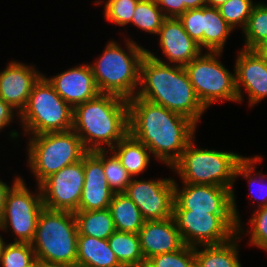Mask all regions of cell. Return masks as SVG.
<instances>
[{"label": "cell", "mask_w": 267, "mask_h": 267, "mask_svg": "<svg viewBox=\"0 0 267 267\" xmlns=\"http://www.w3.org/2000/svg\"><path fill=\"white\" fill-rule=\"evenodd\" d=\"M195 137L189 142L180 159L171 167L179 175L182 183L214 185L233 191V213L238 223L237 233L244 232L236 205L233 184L235 170L245 157L233 152L200 149L194 145Z\"/></svg>", "instance_id": "cell-4"}, {"label": "cell", "mask_w": 267, "mask_h": 267, "mask_svg": "<svg viewBox=\"0 0 267 267\" xmlns=\"http://www.w3.org/2000/svg\"><path fill=\"white\" fill-rule=\"evenodd\" d=\"M262 158L263 157L258 156V155L254 156V157H246L245 156L238 163V165L236 167V170H235V178H237L238 176H242L243 178L248 179V181H249L248 183H250V186L251 187H253L252 186L253 183H255V182L259 183V182H261V184H262L261 186L266 189V190L263 191L262 187H259L258 189L259 190L261 189V190L260 191L259 190H256L257 192L259 191L257 193L258 195L256 193H254V194L257 195V197H255V195H250L251 196V199L255 198V199L258 200V202H255V203H260V204H258L259 206H257L258 208L267 206V188L265 187L266 184H264V182L262 183V180L267 179V176L265 177L263 175H260L261 172H259L258 174L257 173L254 174L253 173L256 170V167H255L256 163L257 162H261V160H263ZM259 175H260V177H259ZM254 176L258 177L259 180L257 181L256 177H254ZM251 187L249 188L250 189L249 191H250V193L251 192L253 193L254 190ZM261 191L264 192V193L262 194ZM260 198H262V200H260ZM259 201H261V202H259Z\"/></svg>", "instance_id": "cell-34"}, {"label": "cell", "mask_w": 267, "mask_h": 267, "mask_svg": "<svg viewBox=\"0 0 267 267\" xmlns=\"http://www.w3.org/2000/svg\"><path fill=\"white\" fill-rule=\"evenodd\" d=\"M128 124L129 134L170 168L195 137L197 127L189 118L137 96L128 100Z\"/></svg>", "instance_id": "cell-1"}, {"label": "cell", "mask_w": 267, "mask_h": 267, "mask_svg": "<svg viewBox=\"0 0 267 267\" xmlns=\"http://www.w3.org/2000/svg\"><path fill=\"white\" fill-rule=\"evenodd\" d=\"M126 46L127 51L115 41L108 42L102 55L90 67L100 93L129 100L137 93L140 63L147 49L131 39L126 40Z\"/></svg>", "instance_id": "cell-6"}, {"label": "cell", "mask_w": 267, "mask_h": 267, "mask_svg": "<svg viewBox=\"0 0 267 267\" xmlns=\"http://www.w3.org/2000/svg\"><path fill=\"white\" fill-rule=\"evenodd\" d=\"M181 239L190 247L218 245L237 234L234 214H208L200 211H173Z\"/></svg>", "instance_id": "cell-11"}, {"label": "cell", "mask_w": 267, "mask_h": 267, "mask_svg": "<svg viewBox=\"0 0 267 267\" xmlns=\"http://www.w3.org/2000/svg\"><path fill=\"white\" fill-rule=\"evenodd\" d=\"M78 235L73 212L44 207L31 242L37 264L76 267Z\"/></svg>", "instance_id": "cell-5"}, {"label": "cell", "mask_w": 267, "mask_h": 267, "mask_svg": "<svg viewBox=\"0 0 267 267\" xmlns=\"http://www.w3.org/2000/svg\"><path fill=\"white\" fill-rule=\"evenodd\" d=\"M135 96L181 114L196 125L206 111L184 66L169 65L149 50L140 63L139 87Z\"/></svg>", "instance_id": "cell-2"}, {"label": "cell", "mask_w": 267, "mask_h": 267, "mask_svg": "<svg viewBox=\"0 0 267 267\" xmlns=\"http://www.w3.org/2000/svg\"><path fill=\"white\" fill-rule=\"evenodd\" d=\"M183 188L175 181V202L173 211H200L208 214H234L233 191L214 185L183 183Z\"/></svg>", "instance_id": "cell-14"}, {"label": "cell", "mask_w": 267, "mask_h": 267, "mask_svg": "<svg viewBox=\"0 0 267 267\" xmlns=\"http://www.w3.org/2000/svg\"><path fill=\"white\" fill-rule=\"evenodd\" d=\"M221 53L202 52L184 66L198 99L206 109L221 100L238 102L235 71L232 74L218 60Z\"/></svg>", "instance_id": "cell-9"}, {"label": "cell", "mask_w": 267, "mask_h": 267, "mask_svg": "<svg viewBox=\"0 0 267 267\" xmlns=\"http://www.w3.org/2000/svg\"><path fill=\"white\" fill-rule=\"evenodd\" d=\"M267 64V42L255 49Z\"/></svg>", "instance_id": "cell-42"}, {"label": "cell", "mask_w": 267, "mask_h": 267, "mask_svg": "<svg viewBox=\"0 0 267 267\" xmlns=\"http://www.w3.org/2000/svg\"><path fill=\"white\" fill-rule=\"evenodd\" d=\"M43 76L72 108L95 98L100 93L88 64H79L51 78Z\"/></svg>", "instance_id": "cell-17"}, {"label": "cell", "mask_w": 267, "mask_h": 267, "mask_svg": "<svg viewBox=\"0 0 267 267\" xmlns=\"http://www.w3.org/2000/svg\"><path fill=\"white\" fill-rule=\"evenodd\" d=\"M111 250L123 267H143L146 264L136 233L115 231L108 239Z\"/></svg>", "instance_id": "cell-27"}, {"label": "cell", "mask_w": 267, "mask_h": 267, "mask_svg": "<svg viewBox=\"0 0 267 267\" xmlns=\"http://www.w3.org/2000/svg\"><path fill=\"white\" fill-rule=\"evenodd\" d=\"M5 244V241H3L2 236L0 235V263H1V257H2V252H3V246Z\"/></svg>", "instance_id": "cell-44"}, {"label": "cell", "mask_w": 267, "mask_h": 267, "mask_svg": "<svg viewBox=\"0 0 267 267\" xmlns=\"http://www.w3.org/2000/svg\"><path fill=\"white\" fill-rule=\"evenodd\" d=\"M76 267H123L107 239L78 236Z\"/></svg>", "instance_id": "cell-21"}, {"label": "cell", "mask_w": 267, "mask_h": 267, "mask_svg": "<svg viewBox=\"0 0 267 267\" xmlns=\"http://www.w3.org/2000/svg\"><path fill=\"white\" fill-rule=\"evenodd\" d=\"M43 76L33 65L10 61L0 72V98L20 114L26 107L34 85Z\"/></svg>", "instance_id": "cell-16"}, {"label": "cell", "mask_w": 267, "mask_h": 267, "mask_svg": "<svg viewBox=\"0 0 267 267\" xmlns=\"http://www.w3.org/2000/svg\"><path fill=\"white\" fill-rule=\"evenodd\" d=\"M138 236L145 261L155 255L177 251L184 245L173 217L145 221Z\"/></svg>", "instance_id": "cell-20"}, {"label": "cell", "mask_w": 267, "mask_h": 267, "mask_svg": "<svg viewBox=\"0 0 267 267\" xmlns=\"http://www.w3.org/2000/svg\"><path fill=\"white\" fill-rule=\"evenodd\" d=\"M35 267H60V266H45V265L37 264Z\"/></svg>", "instance_id": "cell-45"}, {"label": "cell", "mask_w": 267, "mask_h": 267, "mask_svg": "<svg viewBox=\"0 0 267 267\" xmlns=\"http://www.w3.org/2000/svg\"><path fill=\"white\" fill-rule=\"evenodd\" d=\"M145 267H195V247L184 244L177 251L155 255L146 261Z\"/></svg>", "instance_id": "cell-32"}, {"label": "cell", "mask_w": 267, "mask_h": 267, "mask_svg": "<svg viewBox=\"0 0 267 267\" xmlns=\"http://www.w3.org/2000/svg\"><path fill=\"white\" fill-rule=\"evenodd\" d=\"M134 179H131L124 194L138 207L144 220L171 218L175 202V180L171 178L148 181Z\"/></svg>", "instance_id": "cell-13"}, {"label": "cell", "mask_w": 267, "mask_h": 267, "mask_svg": "<svg viewBox=\"0 0 267 267\" xmlns=\"http://www.w3.org/2000/svg\"><path fill=\"white\" fill-rule=\"evenodd\" d=\"M19 115L24 133L30 136L68 131L73 127V108L44 76L34 85L27 105Z\"/></svg>", "instance_id": "cell-8"}, {"label": "cell", "mask_w": 267, "mask_h": 267, "mask_svg": "<svg viewBox=\"0 0 267 267\" xmlns=\"http://www.w3.org/2000/svg\"><path fill=\"white\" fill-rule=\"evenodd\" d=\"M78 236L108 239L115 231V224L109 208L93 211H76Z\"/></svg>", "instance_id": "cell-26"}, {"label": "cell", "mask_w": 267, "mask_h": 267, "mask_svg": "<svg viewBox=\"0 0 267 267\" xmlns=\"http://www.w3.org/2000/svg\"><path fill=\"white\" fill-rule=\"evenodd\" d=\"M84 186L78 211L109 208L114 192L108 185L102 162L89 151L83 157Z\"/></svg>", "instance_id": "cell-19"}, {"label": "cell", "mask_w": 267, "mask_h": 267, "mask_svg": "<svg viewBox=\"0 0 267 267\" xmlns=\"http://www.w3.org/2000/svg\"><path fill=\"white\" fill-rule=\"evenodd\" d=\"M157 35L169 64L185 66L202 53L200 46L187 34L178 18H166Z\"/></svg>", "instance_id": "cell-18"}, {"label": "cell", "mask_w": 267, "mask_h": 267, "mask_svg": "<svg viewBox=\"0 0 267 267\" xmlns=\"http://www.w3.org/2000/svg\"><path fill=\"white\" fill-rule=\"evenodd\" d=\"M1 267H35V253L30 243H5L1 257Z\"/></svg>", "instance_id": "cell-31"}, {"label": "cell", "mask_w": 267, "mask_h": 267, "mask_svg": "<svg viewBox=\"0 0 267 267\" xmlns=\"http://www.w3.org/2000/svg\"><path fill=\"white\" fill-rule=\"evenodd\" d=\"M72 129L88 151L110 150L129 133L128 100L99 93L73 108Z\"/></svg>", "instance_id": "cell-3"}, {"label": "cell", "mask_w": 267, "mask_h": 267, "mask_svg": "<svg viewBox=\"0 0 267 267\" xmlns=\"http://www.w3.org/2000/svg\"><path fill=\"white\" fill-rule=\"evenodd\" d=\"M246 50H255L267 42V7L264 3H257L249 16L244 30Z\"/></svg>", "instance_id": "cell-29"}, {"label": "cell", "mask_w": 267, "mask_h": 267, "mask_svg": "<svg viewBox=\"0 0 267 267\" xmlns=\"http://www.w3.org/2000/svg\"><path fill=\"white\" fill-rule=\"evenodd\" d=\"M178 19L187 34L203 50L202 8L186 10Z\"/></svg>", "instance_id": "cell-37"}, {"label": "cell", "mask_w": 267, "mask_h": 267, "mask_svg": "<svg viewBox=\"0 0 267 267\" xmlns=\"http://www.w3.org/2000/svg\"><path fill=\"white\" fill-rule=\"evenodd\" d=\"M140 0H108L104 6V17L119 26L131 23L137 3Z\"/></svg>", "instance_id": "cell-35"}, {"label": "cell", "mask_w": 267, "mask_h": 267, "mask_svg": "<svg viewBox=\"0 0 267 267\" xmlns=\"http://www.w3.org/2000/svg\"><path fill=\"white\" fill-rule=\"evenodd\" d=\"M235 79L238 102H242V88L253 107L267 97V64L256 50L241 49L235 60Z\"/></svg>", "instance_id": "cell-15"}, {"label": "cell", "mask_w": 267, "mask_h": 267, "mask_svg": "<svg viewBox=\"0 0 267 267\" xmlns=\"http://www.w3.org/2000/svg\"><path fill=\"white\" fill-rule=\"evenodd\" d=\"M184 2V12L190 9L207 6V0H182Z\"/></svg>", "instance_id": "cell-41"}, {"label": "cell", "mask_w": 267, "mask_h": 267, "mask_svg": "<svg viewBox=\"0 0 267 267\" xmlns=\"http://www.w3.org/2000/svg\"><path fill=\"white\" fill-rule=\"evenodd\" d=\"M251 215L250 243L258 248L267 251V206L257 208Z\"/></svg>", "instance_id": "cell-36"}, {"label": "cell", "mask_w": 267, "mask_h": 267, "mask_svg": "<svg viewBox=\"0 0 267 267\" xmlns=\"http://www.w3.org/2000/svg\"><path fill=\"white\" fill-rule=\"evenodd\" d=\"M165 19L166 17L156 0H140L137 3L131 23L145 32L158 34Z\"/></svg>", "instance_id": "cell-30"}, {"label": "cell", "mask_w": 267, "mask_h": 267, "mask_svg": "<svg viewBox=\"0 0 267 267\" xmlns=\"http://www.w3.org/2000/svg\"><path fill=\"white\" fill-rule=\"evenodd\" d=\"M166 18H179L184 13L182 0H156Z\"/></svg>", "instance_id": "cell-38"}, {"label": "cell", "mask_w": 267, "mask_h": 267, "mask_svg": "<svg viewBox=\"0 0 267 267\" xmlns=\"http://www.w3.org/2000/svg\"><path fill=\"white\" fill-rule=\"evenodd\" d=\"M91 152L102 162L104 174L111 190L114 193H124L132 177L117 156L112 151L109 152L107 148ZM107 154L109 155L107 156Z\"/></svg>", "instance_id": "cell-28"}, {"label": "cell", "mask_w": 267, "mask_h": 267, "mask_svg": "<svg viewBox=\"0 0 267 267\" xmlns=\"http://www.w3.org/2000/svg\"><path fill=\"white\" fill-rule=\"evenodd\" d=\"M14 111H16L17 115L14 114ZM15 116L18 118L20 116L17 110L0 98V132L5 126L10 125Z\"/></svg>", "instance_id": "cell-39"}, {"label": "cell", "mask_w": 267, "mask_h": 267, "mask_svg": "<svg viewBox=\"0 0 267 267\" xmlns=\"http://www.w3.org/2000/svg\"><path fill=\"white\" fill-rule=\"evenodd\" d=\"M110 150L132 178L144 172L150 163L149 148L129 133Z\"/></svg>", "instance_id": "cell-23"}, {"label": "cell", "mask_w": 267, "mask_h": 267, "mask_svg": "<svg viewBox=\"0 0 267 267\" xmlns=\"http://www.w3.org/2000/svg\"><path fill=\"white\" fill-rule=\"evenodd\" d=\"M203 50L223 52L226 40L233 29L220 15L218 8L202 7Z\"/></svg>", "instance_id": "cell-24"}, {"label": "cell", "mask_w": 267, "mask_h": 267, "mask_svg": "<svg viewBox=\"0 0 267 267\" xmlns=\"http://www.w3.org/2000/svg\"><path fill=\"white\" fill-rule=\"evenodd\" d=\"M84 178L83 159L50 175L39 184L44 207L73 213L78 211Z\"/></svg>", "instance_id": "cell-12"}, {"label": "cell", "mask_w": 267, "mask_h": 267, "mask_svg": "<svg viewBox=\"0 0 267 267\" xmlns=\"http://www.w3.org/2000/svg\"><path fill=\"white\" fill-rule=\"evenodd\" d=\"M29 138L28 163L37 185L63 167L82 160L89 152L73 129Z\"/></svg>", "instance_id": "cell-7"}, {"label": "cell", "mask_w": 267, "mask_h": 267, "mask_svg": "<svg viewBox=\"0 0 267 267\" xmlns=\"http://www.w3.org/2000/svg\"><path fill=\"white\" fill-rule=\"evenodd\" d=\"M109 210L116 231L138 234L144 225V218L134 202L124 193H114Z\"/></svg>", "instance_id": "cell-25"}, {"label": "cell", "mask_w": 267, "mask_h": 267, "mask_svg": "<svg viewBox=\"0 0 267 267\" xmlns=\"http://www.w3.org/2000/svg\"><path fill=\"white\" fill-rule=\"evenodd\" d=\"M9 188L10 186L0 180V222L2 220L4 212L5 196Z\"/></svg>", "instance_id": "cell-40"}, {"label": "cell", "mask_w": 267, "mask_h": 267, "mask_svg": "<svg viewBox=\"0 0 267 267\" xmlns=\"http://www.w3.org/2000/svg\"><path fill=\"white\" fill-rule=\"evenodd\" d=\"M255 5L252 0H228L218 10L233 30L239 25L244 30Z\"/></svg>", "instance_id": "cell-33"}, {"label": "cell", "mask_w": 267, "mask_h": 267, "mask_svg": "<svg viewBox=\"0 0 267 267\" xmlns=\"http://www.w3.org/2000/svg\"><path fill=\"white\" fill-rule=\"evenodd\" d=\"M24 182L17 176L7 191L0 230L7 231L11 227V232L17 236L14 242L31 244L44 205L39 185L37 187L39 193L35 194L29 191Z\"/></svg>", "instance_id": "cell-10"}, {"label": "cell", "mask_w": 267, "mask_h": 267, "mask_svg": "<svg viewBox=\"0 0 267 267\" xmlns=\"http://www.w3.org/2000/svg\"><path fill=\"white\" fill-rule=\"evenodd\" d=\"M227 1L228 0H207V6L208 7H213V8H218L223 3L227 2Z\"/></svg>", "instance_id": "cell-43"}, {"label": "cell", "mask_w": 267, "mask_h": 267, "mask_svg": "<svg viewBox=\"0 0 267 267\" xmlns=\"http://www.w3.org/2000/svg\"><path fill=\"white\" fill-rule=\"evenodd\" d=\"M240 233L218 245L195 247V267H241L238 254ZM238 246V247H237Z\"/></svg>", "instance_id": "cell-22"}]
</instances>
